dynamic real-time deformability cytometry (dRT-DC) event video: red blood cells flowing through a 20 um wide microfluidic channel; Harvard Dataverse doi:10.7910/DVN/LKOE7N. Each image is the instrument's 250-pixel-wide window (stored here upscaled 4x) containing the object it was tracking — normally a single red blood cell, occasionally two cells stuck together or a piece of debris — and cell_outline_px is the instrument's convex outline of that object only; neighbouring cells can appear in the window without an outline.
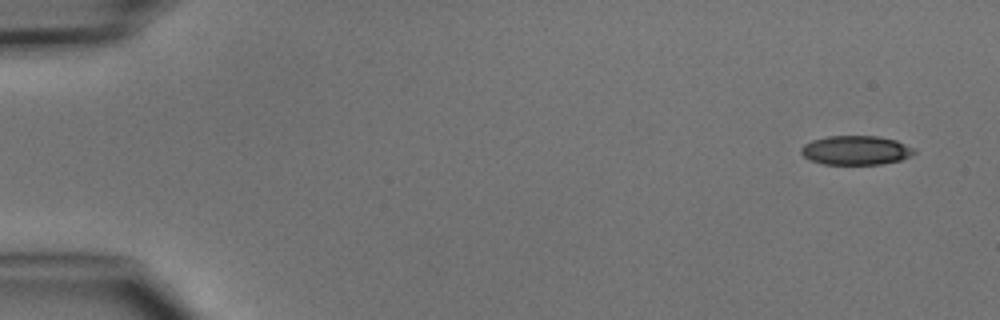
{"species": "common noctule bat (a hibernating species)", "species_latin": "Nyctalus noctula", "temperature_condition": "cold", "stored_images_in_passage": 2, "camera_frame_rate_fps": 3000, "um_per_image_px": 0.085, "animal": {"sex": "male", "body_mass_g": 15.6}, "frame": {"image": 1, "passage_image": 1, "time_ms": 0.0, "image_size_px": [1000, 320], "cell_outline_px": [[916, 152], [912, 156], [900, 160], [880, 164], [824, 164], [812, 160], [804, 156], [800, 152], [800, 148], [804, 144], [812, 140], [828, 136], [880, 136], [896, 140], [916, 148]], "centroid_in_image_um": [72.79, 12.76], "position_along_channel_um": 12.2, "area_um2": 19.31}}